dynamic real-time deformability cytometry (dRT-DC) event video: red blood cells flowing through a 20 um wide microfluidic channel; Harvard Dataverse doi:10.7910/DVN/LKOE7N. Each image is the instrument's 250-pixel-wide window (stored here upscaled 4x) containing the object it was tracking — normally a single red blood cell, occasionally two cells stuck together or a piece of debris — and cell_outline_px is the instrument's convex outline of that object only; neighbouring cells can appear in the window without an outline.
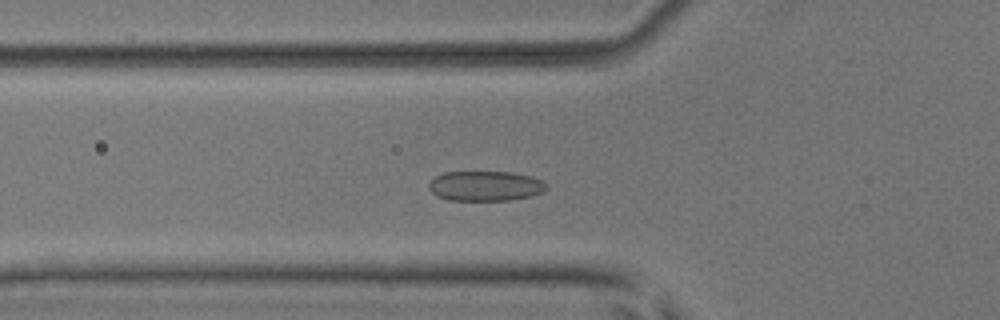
{"species": "common noctule bat (a hibernating species)", "species_latin": "Nyctalus noctula", "temperature_condition": "room temperature", "stored_images_in_passage": 48, "camera_frame_rate_fps": 3000, "um_per_image_px": 0.085, "animal": {"sex": "male", "body_mass_g": 17.9, "forearm_length_mm": 54.2}, "frame": {"image": 1, "passage_image": 14, "time_ms": 4.333, "image_size_px": [1000, 320], "cell_outline_px": [[548, 188], [544, 192], [532, 196], [508, 200], [448, 200], [432, 192], [428, 188], [428, 184], [436, 176], [444, 172], [512, 172], [532, 176], [544, 180], [548, 184]], "centroid_in_image_um": [41.33, 15.8], "position_along_channel_um": 84.5, "area_um2": 20.69}}
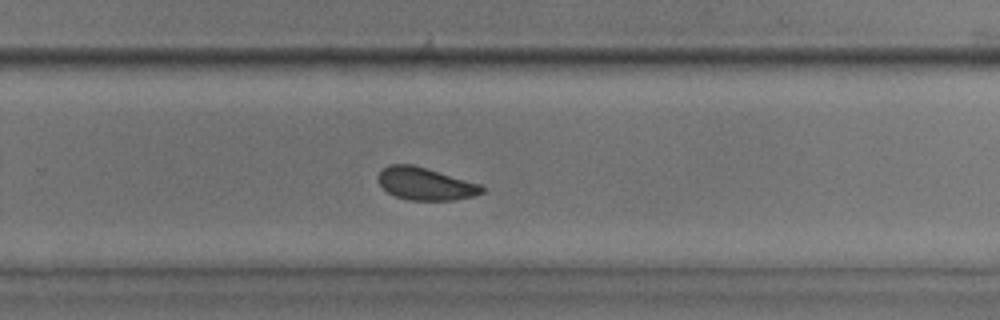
{"frame": {"image": 2, "passage_image": 30, "time_ms": 9.667, "image_size_px": [1000, 320], "cell_outline_px": [[484, 192], [472, 196], [452, 200], [408, 200], [396, 196], [388, 192], [380, 184], [376, 176], [388, 164], [412, 164], [480, 184], [484, 188]], "centroid_in_image_um": [36.13, 15.62], "position_along_channel_um": 293.7, "area_um2": 19.42}}
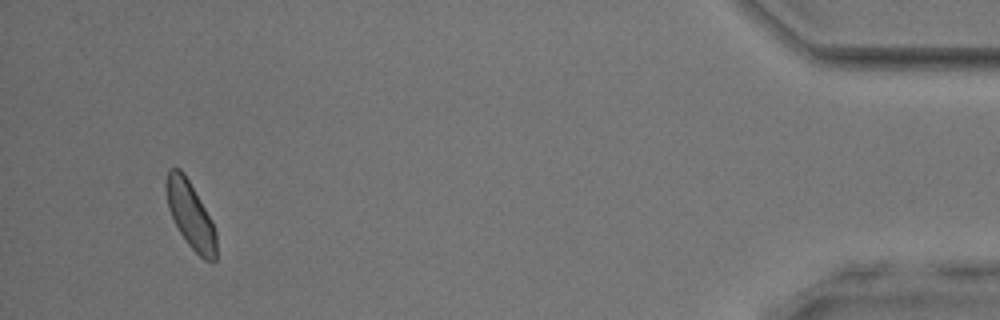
{"frame": {"image": 3, "passage_image": 45, "time_ms": 14.667, "image_size_px": [1000, 320], "cell_outline_px": [[216, 260], [204, 260], [188, 244], [180, 232], [168, 208], [164, 184], [168, 168], [180, 168], [184, 172], [212, 220], [216, 232]], "centroid_in_image_um": [16.17, 18.22], "position_along_channel_um": 419.0, "area_um2": 19.42}, "authors_computed_cell_mechanics": {"area_um2": 19.9699, "velocity_mm_per_s": 3.9323, "shape_relaxation_time_tau1_ms": 2.6089, "shape_relaxation_time_tau2_ms": 1.8145, "deformation_change_tau1": 0.0641, "deformation_change_tau2": 0.0647}}